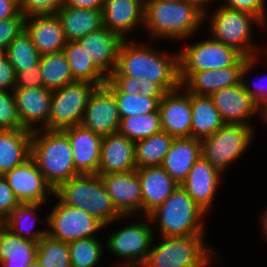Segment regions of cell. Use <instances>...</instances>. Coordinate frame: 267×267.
<instances>
[{"instance_id": "cell-38", "label": "cell", "mask_w": 267, "mask_h": 267, "mask_svg": "<svg viewBox=\"0 0 267 267\" xmlns=\"http://www.w3.org/2000/svg\"><path fill=\"white\" fill-rule=\"evenodd\" d=\"M36 258L45 267H72L68 243L47 234L38 242Z\"/></svg>"}, {"instance_id": "cell-2", "label": "cell", "mask_w": 267, "mask_h": 267, "mask_svg": "<svg viewBox=\"0 0 267 267\" xmlns=\"http://www.w3.org/2000/svg\"><path fill=\"white\" fill-rule=\"evenodd\" d=\"M205 11L190 0H145L144 26L152 38L180 40L195 35Z\"/></svg>"}, {"instance_id": "cell-11", "label": "cell", "mask_w": 267, "mask_h": 267, "mask_svg": "<svg viewBox=\"0 0 267 267\" xmlns=\"http://www.w3.org/2000/svg\"><path fill=\"white\" fill-rule=\"evenodd\" d=\"M51 212L46 216L47 235L63 242L78 239L97 238L95 232L105 225L83 209L66 206L57 200Z\"/></svg>"}, {"instance_id": "cell-30", "label": "cell", "mask_w": 267, "mask_h": 267, "mask_svg": "<svg viewBox=\"0 0 267 267\" xmlns=\"http://www.w3.org/2000/svg\"><path fill=\"white\" fill-rule=\"evenodd\" d=\"M38 242L15 235L0 224V267H27L37 257Z\"/></svg>"}, {"instance_id": "cell-40", "label": "cell", "mask_w": 267, "mask_h": 267, "mask_svg": "<svg viewBox=\"0 0 267 267\" xmlns=\"http://www.w3.org/2000/svg\"><path fill=\"white\" fill-rule=\"evenodd\" d=\"M120 120L130 116L158 111L163 97H147L141 94L113 93Z\"/></svg>"}, {"instance_id": "cell-5", "label": "cell", "mask_w": 267, "mask_h": 267, "mask_svg": "<svg viewBox=\"0 0 267 267\" xmlns=\"http://www.w3.org/2000/svg\"><path fill=\"white\" fill-rule=\"evenodd\" d=\"M201 208L179 185L175 191L145 218L157 222L159 237L204 235V215Z\"/></svg>"}, {"instance_id": "cell-8", "label": "cell", "mask_w": 267, "mask_h": 267, "mask_svg": "<svg viewBox=\"0 0 267 267\" xmlns=\"http://www.w3.org/2000/svg\"><path fill=\"white\" fill-rule=\"evenodd\" d=\"M253 129L243 124L225 123L213 135L201 140V155L223 173L249 148Z\"/></svg>"}, {"instance_id": "cell-19", "label": "cell", "mask_w": 267, "mask_h": 267, "mask_svg": "<svg viewBox=\"0 0 267 267\" xmlns=\"http://www.w3.org/2000/svg\"><path fill=\"white\" fill-rule=\"evenodd\" d=\"M62 131L70 141L76 171L79 174H97L103 136L81 125Z\"/></svg>"}, {"instance_id": "cell-41", "label": "cell", "mask_w": 267, "mask_h": 267, "mask_svg": "<svg viewBox=\"0 0 267 267\" xmlns=\"http://www.w3.org/2000/svg\"><path fill=\"white\" fill-rule=\"evenodd\" d=\"M16 129H23V127L18 116L13 92L0 90V130Z\"/></svg>"}, {"instance_id": "cell-56", "label": "cell", "mask_w": 267, "mask_h": 267, "mask_svg": "<svg viewBox=\"0 0 267 267\" xmlns=\"http://www.w3.org/2000/svg\"><path fill=\"white\" fill-rule=\"evenodd\" d=\"M5 56V52L0 50V59H2Z\"/></svg>"}, {"instance_id": "cell-12", "label": "cell", "mask_w": 267, "mask_h": 267, "mask_svg": "<svg viewBox=\"0 0 267 267\" xmlns=\"http://www.w3.org/2000/svg\"><path fill=\"white\" fill-rule=\"evenodd\" d=\"M147 223L136 221L112 233L106 240L108 251L124 260L116 267H141L146 261L155 237L153 228Z\"/></svg>"}, {"instance_id": "cell-33", "label": "cell", "mask_w": 267, "mask_h": 267, "mask_svg": "<svg viewBox=\"0 0 267 267\" xmlns=\"http://www.w3.org/2000/svg\"><path fill=\"white\" fill-rule=\"evenodd\" d=\"M174 137L161 131L135 142L136 169L161 166Z\"/></svg>"}, {"instance_id": "cell-54", "label": "cell", "mask_w": 267, "mask_h": 267, "mask_svg": "<svg viewBox=\"0 0 267 267\" xmlns=\"http://www.w3.org/2000/svg\"><path fill=\"white\" fill-rule=\"evenodd\" d=\"M192 2H195L202 10L206 11L205 12V17L207 16V10H205V8H207L206 6H208L207 4L213 0H190Z\"/></svg>"}, {"instance_id": "cell-57", "label": "cell", "mask_w": 267, "mask_h": 267, "mask_svg": "<svg viewBox=\"0 0 267 267\" xmlns=\"http://www.w3.org/2000/svg\"><path fill=\"white\" fill-rule=\"evenodd\" d=\"M264 122L267 124V115L264 117Z\"/></svg>"}, {"instance_id": "cell-36", "label": "cell", "mask_w": 267, "mask_h": 267, "mask_svg": "<svg viewBox=\"0 0 267 267\" xmlns=\"http://www.w3.org/2000/svg\"><path fill=\"white\" fill-rule=\"evenodd\" d=\"M5 55L15 72L38 65L41 58L25 30L9 44L5 50Z\"/></svg>"}, {"instance_id": "cell-23", "label": "cell", "mask_w": 267, "mask_h": 267, "mask_svg": "<svg viewBox=\"0 0 267 267\" xmlns=\"http://www.w3.org/2000/svg\"><path fill=\"white\" fill-rule=\"evenodd\" d=\"M222 172L202 155L190 169L181 186L201 208L208 212L216 195Z\"/></svg>"}, {"instance_id": "cell-47", "label": "cell", "mask_w": 267, "mask_h": 267, "mask_svg": "<svg viewBox=\"0 0 267 267\" xmlns=\"http://www.w3.org/2000/svg\"><path fill=\"white\" fill-rule=\"evenodd\" d=\"M19 204V201L16 199L6 179L3 175H0V223H2L9 216L11 210Z\"/></svg>"}, {"instance_id": "cell-24", "label": "cell", "mask_w": 267, "mask_h": 267, "mask_svg": "<svg viewBox=\"0 0 267 267\" xmlns=\"http://www.w3.org/2000/svg\"><path fill=\"white\" fill-rule=\"evenodd\" d=\"M123 39L105 26L77 42L85 48L94 64L108 77L116 68L118 51Z\"/></svg>"}, {"instance_id": "cell-20", "label": "cell", "mask_w": 267, "mask_h": 267, "mask_svg": "<svg viewBox=\"0 0 267 267\" xmlns=\"http://www.w3.org/2000/svg\"><path fill=\"white\" fill-rule=\"evenodd\" d=\"M24 30L41 56L63 52L67 41L56 13L26 17Z\"/></svg>"}, {"instance_id": "cell-55", "label": "cell", "mask_w": 267, "mask_h": 267, "mask_svg": "<svg viewBox=\"0 0 267 267\" xmlns=\"http://www.w3.org/2000/svg\"><path fill=\"white\" fill-rule=\"evenodd\" d=\"M27 267H45V266L36 258Z\"/></svg>"}, {"instance_id": "cell-28", "label": "cell", "mask_w": 267, "mask_h": 267, "mask_svg": "<svg viewBox=\"0 0 267 267\" xmlns=\"http://www.w3.org/2000/svg\"><path fill=\"white\" fill-rule=\"evenodd\" d=\"M61 21L66 41H77L104 27L102 9H80L62 6L56 12Z\"/></svg>"}, {"instance_id": "cell-29", "label": "cell", "mask_w": 267, "mask_h": 267, "mask_svg": "<svg viewBox=\"0 0 267 267\" xmlns=\"http://www.w3.org/2000/svg\"><path fill=\"white\" fill-rule=\"evenodd\" d=\"M31 137L26 129L0 130V175L31 157Z\"/></svg>"}, {"instance_id": "cell-13", "label": "cell", "mask_w": 267, "mask_h": 267, "mask_svg": "<svg viewBox=\"0 0 267 267\" xmlns=\"http://www.w3.org/2000/svg\"><path fill=\"white\" fill-rule=\"evenodd\" d=\"M3 176L19 203L44 204L48 201L47 194H54L32 157Z\"/></svg>"}, {"instance_id": "cell-52", "label": "cell", "mask_w": 267, "mask_h": 267, "mask_svg": "<svg viewBox=\"0 0 267 267\" xmlns=\"http://www.w3.org/2000/svg\"><path fill=\"white\" fill-rule=\"evenodd\" d=\"M104 0H65V5L80 9H102Z\"/></svg>"}, {"instance_id": "cell-53", "label": "cell", "mask_w": 267, "mask_h": 267, "mask_svg": "<svg viewBox=\"0 0 267 267\" xmlns=\"http://www.w3.org/2000/svg\"><path fill=\"white\" fill-rule=\"evenodd\" d=\"M266 210V211H265ZM263 211V214L261 215V228L263 229L264 236L267 239V209Z\"/></svg>"}, {"instance_id": "cell-21", "label": "cell", "mask_w": 267, "mask_h": 267, "mask_svg": "<svg viewBox=\"0 0 267 267\" xmlns=\"http://www.w3.org/2000/svg\"><path fill=\"white\" fill-rule=\"evenodd\" d=\"M136 170L135 142L119 132L103 136L97 174L127 173Z\"/></svg>"}, {"instance_id": "cell-25", "label": "cell", "mask_w": 267, "mask_h": 267, "mask_svg": "<svg viewBox=\"0 0 267 267\" xmlns=\"http://www.w3.org/2000/svg\"><path fill=\"white\" fill-rule=\"evenodd\" d=\"M142 190V213L148 216L161 205L179 184L161 167L136 169Z\"/></svg>"}, {"instance_id": "cell-44", "label": "cell", "mask_w": 267, "mask_h": 267, "mask_svg": "<svg viewBox=\"0 0 267 267\" xmlns=\"http://www.w3.org/2000/svg\"><path fill=\"white\" fill-rule=\"evenodd\" d=\"M26 17H12L0 21V50L5 52L9 44L24 30Z\"/></svg>"}, {"instance_id": "cell-14", "label": "cell", "mask_w": 267, "mask_h": 267, "mask_svg": "<svg viewBox=\"0 0 267 267\" xmlns=\"http://www.w3.org/2000/svg\"><path fill=\"white\" fill-rule=\"evenodd\" d=\"M81 126L101 136L118 132L120 117L112 91L104 84L92 92Z\"/></svg>"}, {"instance_id": "cell-18", "label": "cell", "mask_w": 267, "mask_h": 267, "mask_svg": "<svg viewBox=\"0 0 267 267\" xmlns=\"http://www.w3.org/2000/svg\"><path fill=\"white\" fill-rule=\"evenodd\" d=\"M113 205L122 216L142 213V190L136 170L100 175Z\"/></svg>"}, {"instance_id": "cell-26", "label": "cell", "mask_w": 267, "mask_h": 267, "mask_svg": "<svg viewBox=\"0 0 267 267\" xmlns=\"http://www.w3.org/2000/svg\"><path fill=\"white\" fill-rule=\"evenodd\" d=\"M248 57L243 56L234 66L194 72L181 86L190 94L206 95L241 83V71Z\"/></svg>"}, {"instance_id": "cell-16", "label": "cell", "mask_w": 267, "mask_h": 267, "mask_svg": "<svg viewBox=\"0 0 267 267\" xmlns=\"http://www.w3.org/2000/svg\"><path fill=\"white\" fill-rule=\"evenodd\" d=\"M158 111L162 131L174 138L191 137V94L186 89L181 86L167 92L159 102Z\"/></svg>"}, {"instance_id": "cell-31", "label": "cell", "mask_w": 267, "mask_h": 267, "mask_svg": "<svg viewBox=\"0 0 267 267\" xmlns=\"http://www.w3.org/2000/svg\"><path fill=\"white\" fill-rule=\"evenodd\" d=\"M191 137L203 140L213 135L225 123L211 98L206 95L191 94Z\"/></svg>"}, {"instance_id": "cell-9", "label": "cell", "mask_w": 267, "mask_h": 267, "mask_svg": "<svg viewBox=\"0 0 267 267\" xmlns=\"http://www.w3.org/2000/svg\"><path fill=\"white\" fill-rule=\"evenodd\" d=\"M181 85L194 73L234 66L243 55L233 47L211 38L192 43L179 52Z\"/></svg>"}, {"instance_id": "cell-17", "label": "cell", "mask_w": 267, "mask_h": 267, "mask_svg": "<svg viewBox=\"0 0 267 267\" xmlns=\"http://www.w3.org/2000/svg\"><path fill=\"white\" fill-rule=\"evenodd\" d=\"M209 97L224 123L251 126L248 118L256 113L260 114L264 121V116L258 110L256 102L245 91L242 82L238 85L217 90L211 93Z\"/></svg>"}, {"instance_id": "cell-45", "label": "cell", "mask_w": 267, "mask_h": 267, "mask_svg": "<svg viewBox=\"0 0 267 267\" xmlns=\"http://www.w3.org/2000/svg\"><path fill=\"white\" fill-rule=\"evenodd\" d=\"M265 0H227L221 5L233 10L244 11L256 16L264 25L266 23Z\"/></svg>"}, {"instance_id": "cell-46", "label": "cell", "mask_w": 267, "mask_h": 267, "mask_svg": "<svg viewBox=\"0 0 267 267\" xmlns=\"http://www.w3.org/2000/svg\"><path fill=\"white\" fill-rule=\"evenodd\" d=\"M142 80L131 76H108L105 85L112 93L139 94Z\"/></svg>"}, {"instance_id": "cell-51", "label": "cell", "mask_w": 267, "mask_h": 267, "mask_svg": "<svg viewBox=\"0 0 267 267\" xmlns=\"http://www.w3.org/2000/svg\"><path fill=\"white\" fill-rule=\"evenodd\" d=\"M139 94L147 97H164L167 93L159 84L148 81L142 80V83L139 84Z\"/></svg>"}, {"instance_id": "cell-22", "label": "cell", "mask_w": 267, "mask_h": 267, "mask_svg": "<svg viewBox=\"0 0 267 267\" xmlns=\"http://www.w3.org/2000/svg\"><path fill=\"white\" fill-rule=\"evenodd\" d=\"M145 0H104L103 23L111 32L127 40L137 25L144 26Z\"/></svg>"}, {"instance_id": "cell-35", "label": "cell", "mask_w": 267, "mask_h": 267, "mask_svg": "<svg viewBox=\"0 0 267 267\" xmlns=\"http://www.w3.org/2000/svg\"><path fill=\"white\" fill-rule=\"evenodd\" d=\"M39 69L44 87L52 91L74 82L69 63L63 52L41 56Z\"/></svg>"}, {"instance_id": "cell-43", "label": "cell", "mask_w": 267, "mask_h": 267, "mask_svg": "<svg viewBox=\"0 0 267 267\" xmlns=\"http://www.w3.org/2000/svg\"><path fill=\"white\" fill-rule=\"evenodd\" d=\"M65 0H19L20 12L25 16L55 14Z\"/></svg>"}, {"instance_id": "cell-39", "label": "cell", "mask_w": 267, "mask_h": 267, "mask_svg": "<svg viewBox=\"0 0 267 267\" xmlns=\"http://www.w3.org/2000/svg\"><path fill=\"white\" fill-rule=\"evenodd\" d=\"M72 267H96L103 245L98 238L78 239L68 243Z\"/></svg>"}, {"instance_id": "cell-50", "label": "cell", "mask_w": 267, "mask_h": 267, "mask_svg": "<svg viewBox=\"0 0 267 267\" xmlns=\"http://www.w3.org/2000/svg\"><path fill=\"white\" fill-rule=\"evenodd\" d=\"M12 17H25L19 9V0H0V21Z\"/></svg>"}, {"instance_id": "cell-37", "label": "cell", "mask_w": 267, "mask_h": 267, "mask_svg": "<svg viewBox=\"0 0 267 267\" xmlns=\"http://www.w3.org/2000/svg\"><path fill=\"white\" fill-rule=\"evenodd\" d=\"M162 131L159 111L122 118L118 132L136 142Z\"/></svg>"}, {"instance_id": "cell-27", "label": "cell", "mask_w": 267, "mask_h": 267, "mask_svg": "<svg viewBox=\"0 0 267 267\" xmlns=\"http://www.w3.org/2000/svg\"><path fill=\"white\" fill-rule=\"evenodd\" d=\"M200 157L201 140L193 137L174 138L161 167L181 185Z\"/></svg>"}, {"instance_id": "cell-3", "label": "cell", "mask_w": 267, "mask_h": 267, "mask_svg": "<svg viewBox=\"0 0 267 267\" xmlns=\"http://www.w3.org/2000/svg\"><path fill=\"white\" fill-rule=\"evenodd\" d=\"M53 195L66 206L83 209L105 226L127 217L113 205L98 174H78L60 184Z\"/></svg>"}, {"instance_id": "cell-10", "label": "cell", "mask_w": 267, "mask_h": 267, "mask_svg": "<svg viewBox=\"0 0 267 267\" xmlns=\"http://www.w3.org/2000/svg\"><path fill=\"white\" fill-rule=\"evenodd\" d=\"M97 86L85 81H74L52 91L49 130H63L80 125L89 98Z\"/></svg>"}, {"instance_id": "cell-15", "label": "cell", "mask_w": 267, "mask_h": 267, "mask_svg": "<svg viewBox=\"0 0 267 267\" xmlns=\"http://www.w3.org/2000/svg\"><path fill=\"white\" fill-rule=\"evenodd\" d=\"M12 92L23 129L31 132L48 129L52 90L30 87L15 88Z\"/></svg>"}, {"instance_id": "cell-7", "label": "cell", "mask_w": 267, "mask_h": 267, "mask_svg": "<svg viewBox=\"0 0 267 267\" xmlns=\"http://www.w3.org/2000/svg\"><path fill=\"white\" fill-rule=\"evenodd\" d=\"M211 37L224 45L233 47L245 57L257 56V46L252 45V25L264 24L254 15L220 6L211 14Z\"/></svg>"}, {"instance_id": "cell-42", "label": "cell", "mask_w": 267, "mask_h": 267, "mask_svg": "<svg viewBox=\"0 0 267 267\" xmlns=\"http://www.w3.org/2000/svg\"><path fill=\"white\" fill-rule=\"evenodd\" d=\"M255 61H257L256 56H252L244 62L241 71V82L245 88V91L256 102L258 110L265 117L267 115V88L262 85L263 87L254 86L256 88L252 89L250 85L247 84V80L245 79V76H247L246 74L248 73V71L250 72V70L253 69L252 67H254V65L256 64Z\"/></svg>"}, {"instance_id": "cell-32", "label": "cell", "mask_w": 267, "mask_h": 267, "mask_svg": "<svg viewBox=\"0 0 267 267\" xmlns=\"http://www.w3.org/2000/svg\"><path fill=\"white\" fill-rule=\"evenodd\" d=\"M74 81H85L95 86L104 85L108 77L94 64L90 55L77 41L66 42L63 48Z\"/></svg>"}, {"instance_id": "cell-4", "label": "cell", "mask_w": 267, "mask_h": 267, "mask_svg": "<svg viewBox=\"0 0 267 267\" xmlns=\"http://www.w3.org/2000/svg\"><path fill=\"white\" fill-rule=\"evenodd\" d=\"M31 157L54 190L79 174L75 169L70 141L62 130L32 132Z\"/></svg>"}, {"instance_id": "cell-1", "label": "cell", "mask_w": 267, "mask_h": 267, "mask_svg": "<svg viewBox=\"0 0 267 267\" xmlns=\"http://www.w3.org/2000/svg\"><path fill=\"white\" fill-rule=\"evenodd\" d=\"M109 76H131L152 81L170 92L181 87L179 53H160L149 45L123 40L116 68Z\"/></svg>"}, {"instance_id": "cell-49", "label": "cell", "mask_w": 267, "mask_h": 267, "mask_svg": "<svg viewBox=\"0 0 267 267\" xmlns=\"http://www.w3.org/2000/svg\"><path fill=\"white\" fill-rule=\"evenodd\" d=\"M16 72L13 66L9 63L6 55L0 59V90L15 89Z\"/></svg>"}, {"instance_id": "cell-34", "label": "cell", "mask_w": 267, "mask_h": 267, "mask_svg": "<svg viewBox=\"0 0 267 267\" xmlns=\"http://www.w3.org/2000/svg\"><path fill=\"white\" fill-rule=\"evenodd\" d=\"M41 205L42 203H20L11 210L9 216L2 222V224L15 235L24 239L39 242L47 234V230L41 231L37 229L34 231L33 226L35 225V222H31V218H34L33 221L36 220V217H38L36 210H38ZM30 230H33V232Z\"/></svg>"}, {"instance_id": "cell-48", "label": "cell", "mask_w": 267, "mask_h": 267, "mask_svg": "<svg viewBox=\"0 0 267 267\" xmlns=\"http://www.w3.org/2000/svg\"><path fill=\"white\" fill-rule=\"evenodd\" d=\"M44 87L39 64L16 72L15 88Z\"/></svg>"}, {"instance_id": "cell-6", "label": "cell", "mask_w": 267, "mask_h": 267, "mask_svg": "<svg viewBox=\"0 0 267 267\" xmlns=\"http://www.w3.org/2000/svg\"><path fill=\"white\" fill-rule=\"evenodd\" d=\"M204 235L159 237L141 267H206L217 253L204 243Z\"/></svg>"}]
</instances>
